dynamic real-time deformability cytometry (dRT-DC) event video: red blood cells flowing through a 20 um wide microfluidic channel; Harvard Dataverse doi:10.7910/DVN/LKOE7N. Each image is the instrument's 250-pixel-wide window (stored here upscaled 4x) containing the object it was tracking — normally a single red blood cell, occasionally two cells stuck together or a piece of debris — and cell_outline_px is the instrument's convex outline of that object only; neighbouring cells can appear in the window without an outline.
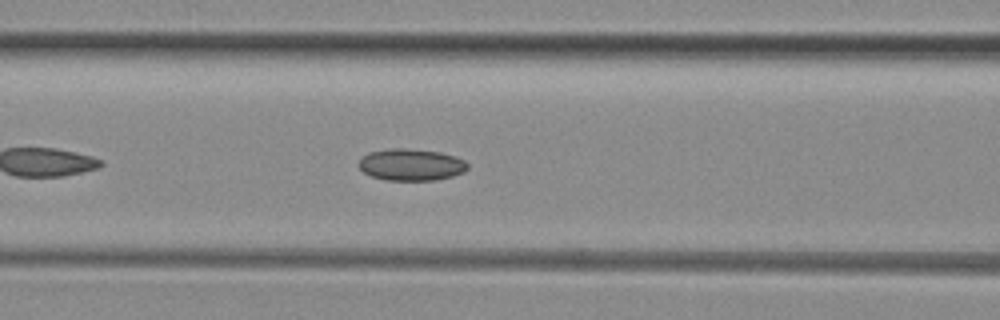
{"species": "common noctule bat (a hibernating species)", "species_latin": "Nyctalus noctula", "temperature_condition": "room temperature", "stored_images_in_passage": 40, "camera_frame_rate_fps": 3000, "um_per_image_px": 0.085, "animal": {"sex": "female", "body_mass_g": 29.2, "forearm_length_mm": 56.3}, "frame": {"image": 1, "passage_image": 9, "time_ms": 2.667, "image_size_px": [1000, 320], "cell_outline_px": [[468, 168], [464, 172], [452, 176], [436, 180], [388, 180], [372, 176], [364, 172], [360, 168], [360, 160], [368, 152], [392, 148], [400, 148], [440, 152], [456, 156], [464, 160], [468, 164]], "centroid_in_image_um": [34.98, 14.0], "position_along_channel_um": 131.6, "area_um2": 20.0}}
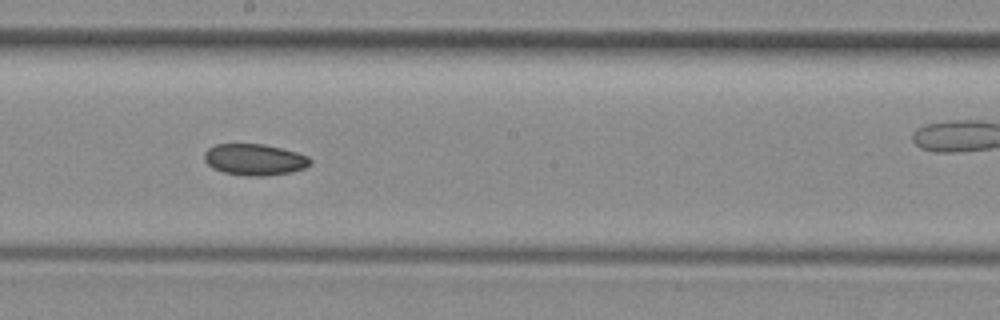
{"frame": {"image": 2, "passage_image": 16, "time_ms": 5.0, "image_size_px": [1000, 320], "cell_outline_px": [[312, 164], [304, 168], [292, 172], [264, 176], [244, 176], [224, 172], [212, 168], [204, 160], [204, 152], [208, 148], [216, 144], [264, 144], [296, 152], [308, 156], [312, 160]], "centroid_in_image_um": [21.64, 13.57], "position_along_channel_um": 226.6, "area_um2": 19.48}}
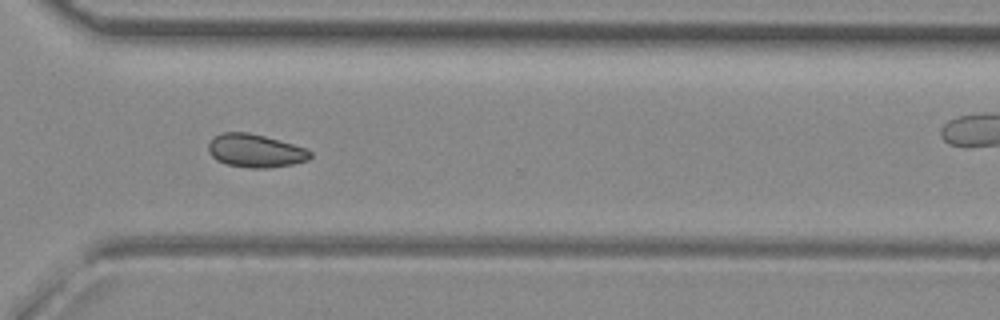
{"frame": {"image": 3, "passage_image": 25, "time_ms": 8.0, "image_size_px": [1000, 320], "cell_outline_px": [[312, 156], [308, 160], [292, 164], [268, 168], [252, 168], [228, 164], [216, 160], [208, 152], [208, 144], [212, 136], [224, 132], [248, 132], [264, 136], [292, 144], [304, 148], [312, 152]], "centroid_in_image_um": [21.67, 12.81], "position_along_channel_um": 348.9, "area_um2": 19.65}}